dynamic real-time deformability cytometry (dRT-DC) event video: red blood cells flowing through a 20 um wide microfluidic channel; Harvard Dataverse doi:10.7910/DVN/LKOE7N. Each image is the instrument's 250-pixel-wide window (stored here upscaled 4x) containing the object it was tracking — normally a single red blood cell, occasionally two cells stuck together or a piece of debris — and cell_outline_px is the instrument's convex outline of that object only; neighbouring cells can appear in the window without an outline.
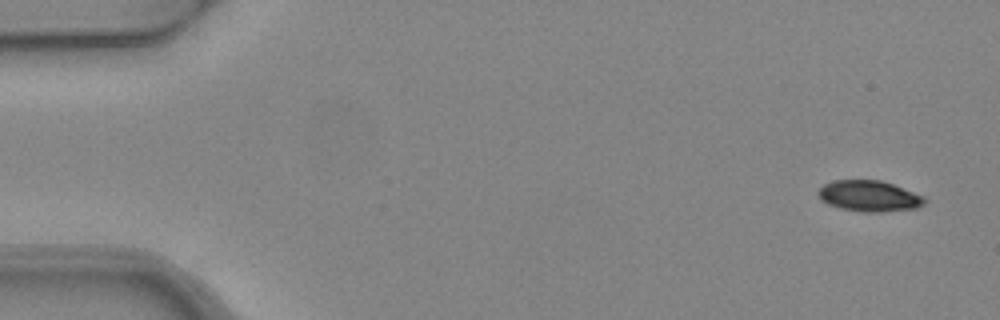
{"species": "common noctule bat (a hibernating species)", "species_latin": "Nyctalus noctula", "temperature_condition": "warm", "stored_images_in_passage": 5, "camera_frame_rate_fps": 3000, "um_per_image_px": 0.085, "animal": {"sex": "female", "body_mass_g": 24.6, "forearm_length_mm": 56.2}, "frame": {"image": 1, "passage_image": 1, "time_ms": 0.0, "image_size_px": [1000, 320], "cell_outline_px": [[928, 200], [924, 204], [916, 208], [880, 212], [860, 212], [840, 208], [828, 204], [820, 200], [816, 192], [824, 184], [832, 180], [880, 180], [892, 184], [924, 196]], "centroid_in_image_um": [73.85, 16.67], "position_along_channel_um": 11.1, "area_um2": 19.31}}
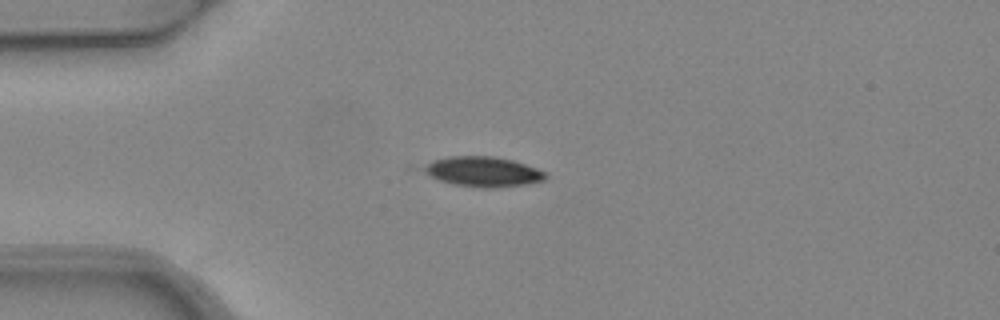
{"frame": {"image": 2, "passage_image": 4, "time_ms": 1.0, "image_size_px": [1000, 320], "cell_outline_px": [[548, 176], [544, 180], [528, 184], [496, 188], [484, 188], [452, 184], [404, 168], [408, 164], [448, 156], [496, 156], [512, 160], [548, 172]], "centroid_in_image_um": [40.73, 14.57], "position_along_channel_um": 44.3, "area_um2": 22.95}}